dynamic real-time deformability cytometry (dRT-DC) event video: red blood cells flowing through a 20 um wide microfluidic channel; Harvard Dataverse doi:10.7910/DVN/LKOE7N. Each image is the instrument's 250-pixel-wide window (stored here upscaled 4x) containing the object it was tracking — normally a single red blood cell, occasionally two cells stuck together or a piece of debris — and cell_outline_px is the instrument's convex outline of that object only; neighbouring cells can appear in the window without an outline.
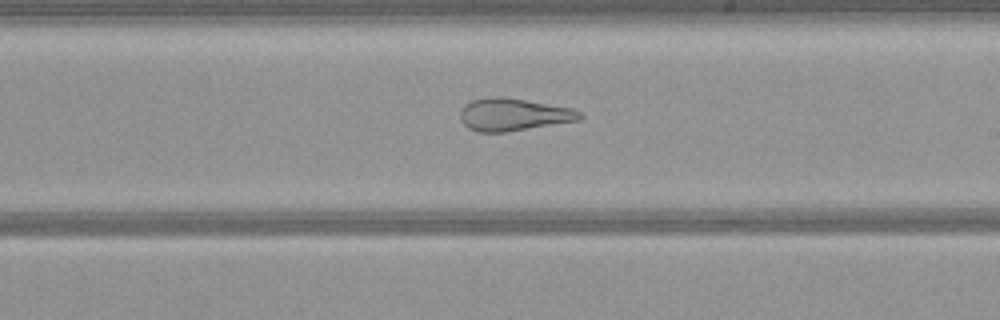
{"species": "common noctule bat (a hibernating species)", "species_latin": "Nyctalus noctula", "temperature_condition": "warm", "stored_images_in_passage": 52, "camera_frame_rate_fps": 3000, "um_per_image_px": 0.085, "animal": {"sex": "female", "body_mass_g": 21.9}, "frame": {"image": 1, "passage_image": 30, "time_ms": 9.667, "image_size_px": [1000, 320], "cell_outline_px": [[584, 116], [580, 120], [508, 132], [476, 132], [468, 128], [460, 120], [460, 112], [472, 100], [492, 96], [504, 96], [572, 108], [584, 112]], "centroid_in_image_um": [43.68, 9.74], "position_along_channel_um": 245.3, "area_um2": 22.83}}